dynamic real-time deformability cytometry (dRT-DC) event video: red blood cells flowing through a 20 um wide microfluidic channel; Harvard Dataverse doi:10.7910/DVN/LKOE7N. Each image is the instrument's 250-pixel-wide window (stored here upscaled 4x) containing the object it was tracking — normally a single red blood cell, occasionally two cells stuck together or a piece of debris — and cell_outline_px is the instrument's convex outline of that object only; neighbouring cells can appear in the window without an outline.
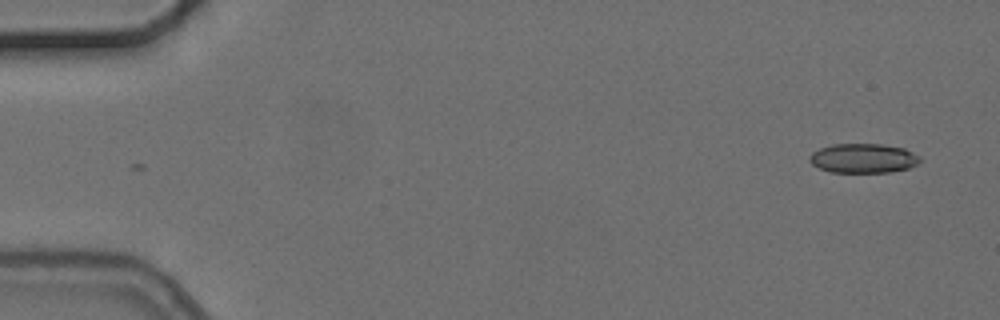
{"species": "common noctule bat (a hibernating species)", "species_latin": "Nyctalus noctula", "temperature_condition": "cold", "stored_images_in_passage": 4, "camera_frame_rate_fps": 3000, "um_per_image_px": 0.085, "animal": {"sex": "female", "body_mass_g": 24.6, "forearm_length_mm": 56.2}, "frame": {"image": 1, "passage_image": 1, "time_ms": 0.0, "image_size_px": [1000, 320], "cell_outline_px": [[920, 160], [916, 164], [908, 168], [892, 172], [832, 172], [820, 168], [812, 164], [808, 160], [808, 156], [812, 152], [820, 148], [832, 144], [884, 144], [904, 148], [920, 156]], "centroid_in_image_um": [73.36, 13.44], "position_along_channel_um": 11.6, "area_um2": 18.96}}
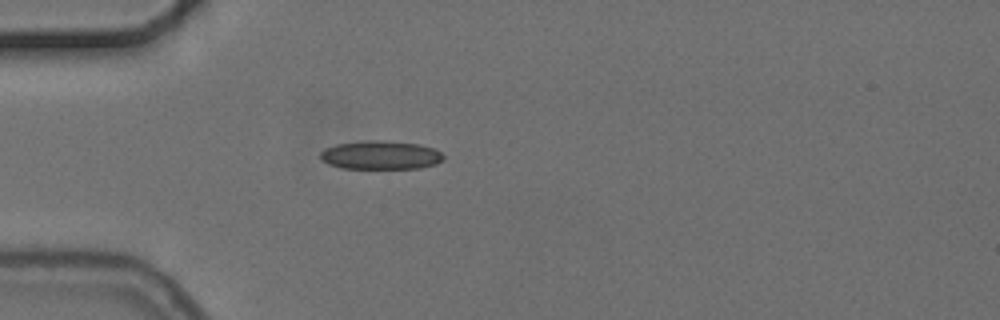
{"frame": {"image": 2, "passage_image": 4, "time_ms": 4.333, "image_size_px": [1000, 320], "cell_outline_px": [[444, 160], [436, 164], [420, 168], [340, 168], [328, 164], [320, 160], [320, 152], [324, 148], [336, 144], [368, 140], [384, 140], [416, 144], [432, 148], [440, 152], [444, 156]], "centroid_in_image_um": [32.31, 13.18], "position_along_channel_um": 52.7, "area_um2": 20.58}}